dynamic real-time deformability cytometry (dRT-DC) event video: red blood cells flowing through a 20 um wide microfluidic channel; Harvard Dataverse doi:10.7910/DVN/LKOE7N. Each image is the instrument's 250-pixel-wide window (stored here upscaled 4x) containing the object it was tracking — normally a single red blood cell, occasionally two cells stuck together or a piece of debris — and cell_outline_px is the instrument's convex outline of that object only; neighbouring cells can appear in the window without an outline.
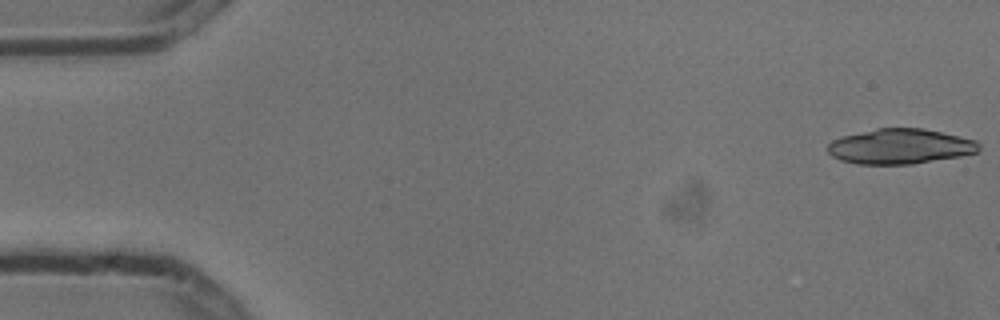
{"species": "common noctule bat (a hibernating species)", "species_latin": "Nyctalus noctula", "temperature_condition": "cold", "stored_images_in_passage": 5, "segment_of_instrument_passage": [2, 2], "camera_frame_rate_fps": 3000, "um_per_image_px": 0.085, "animal": {"sex": "male", "body_mass_g": 13.3}, "frame": {"image": 1, "passage_image": 5, "time_ms": 1.333, "image_size_px": [1000, 320], "cell_outline_px": [[980, 148], [976, 152], [960, 156], [912, 164], [856, 164], [840, 160], [832, 156], [828, 152], [828, 144], [832, 140], [844, 136], [876, 128], [924, 128], [976, 140], [980, 144]], "centroid_in_image_um": [76.51, 12.44], "position_along_channel_um": 8.5, "area_um2": 30.87}}